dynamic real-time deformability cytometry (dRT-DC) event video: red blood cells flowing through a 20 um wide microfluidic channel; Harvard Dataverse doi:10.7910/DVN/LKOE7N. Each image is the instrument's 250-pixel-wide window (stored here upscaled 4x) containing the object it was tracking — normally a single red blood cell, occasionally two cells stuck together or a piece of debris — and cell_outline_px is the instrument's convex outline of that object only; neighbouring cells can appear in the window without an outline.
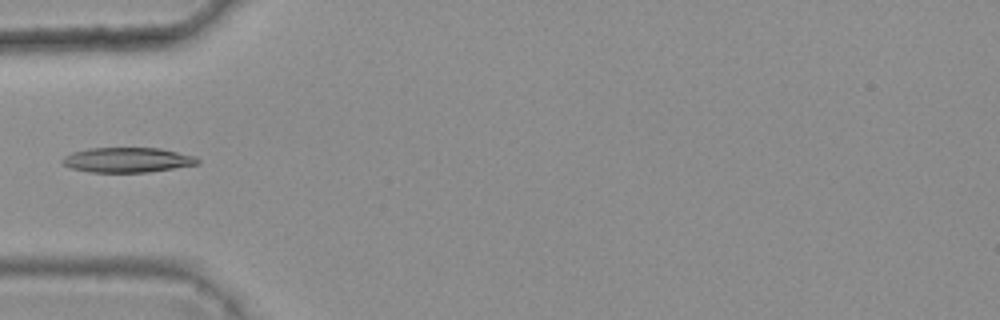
{"species": "common noctule bat (a hibernating species)", "species_latin": "Nyctalus noctula", "temperature_condition": "warm", "stored_images_in_passage": 5, "camera_frame_rate_fps": 3000, "um_per_image_px": 0.085, "animal": {"sex": "female", "body_mass_g": 25.1}, "frame": {"image": 1, "passage_image": 5, "time_ms": 1.333, "image_size_px": [1000, 320], "cell_outline_px": [[200, 164], [148, 172], [88, 172], [72, 168], [64, 164], [60, 160], [64, 156], [72, 152], [88, 148], [160, 148], [196, 156], [200, 160]], "centroid_in_image_um": [10.84, 13.59], "position_along_channel_um": 74.2, "area_um2": 19.71}}